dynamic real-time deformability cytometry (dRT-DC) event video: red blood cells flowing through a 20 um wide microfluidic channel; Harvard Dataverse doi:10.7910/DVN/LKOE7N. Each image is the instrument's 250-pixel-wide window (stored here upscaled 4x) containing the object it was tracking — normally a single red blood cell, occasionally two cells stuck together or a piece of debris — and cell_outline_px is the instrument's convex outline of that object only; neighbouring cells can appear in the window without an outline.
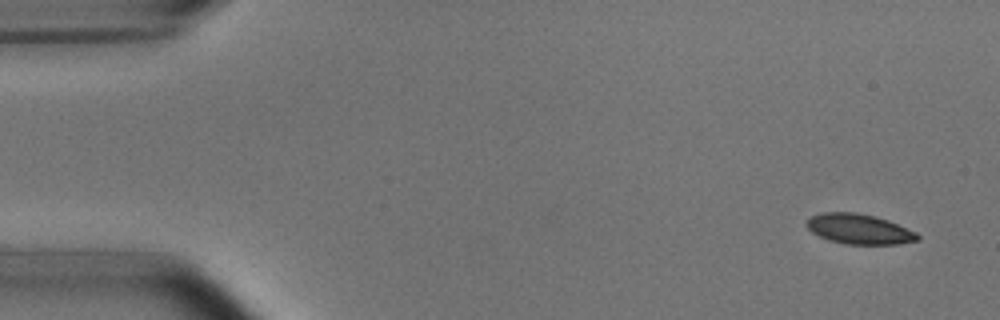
{"species": "common noctule bat (a hibernating species)", "species_latin": "Nyctalus noctula", "temperature_condition": "room temperature", "stored_images_in_passage": 52, "camera_frame_rate_fps": 3000, "um_per_image_px": 0.085, "animal": {"sex": "male", "body_mass_g": 15.6}, "frame": {"image": 1, "passage_image": 1, "time_ms": 0.0, "image_size_px": [1000, 320], "cell_outline_px": [[920, 240], [900, 244], [844, 244], [828, 240], [812, 232], [804, 224], [812, 216], [824, 212], [856, 212], [876, 216], [888, 220], [916, 232], [920, 236]], "centroid_in_image_um": [73.04, 19.47], "position_along_channel_um": 12.0, "area_um2": 19.54}}
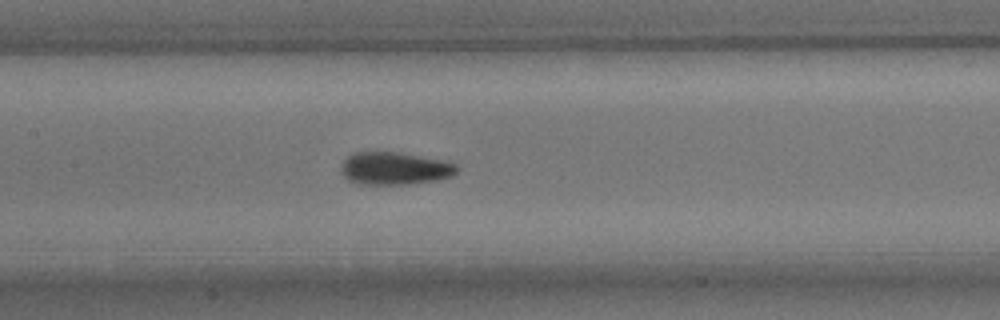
{"frame": {"image": 2, "passage_image": 23, "time_ms": 7.333, "image_size_px": [1000, 320], "cell_outline_px": [[460, 168], [452, 176], [436, 180], [408, 184], [360, 184], [348, 180], [340, 172], [340, 168], [344, 160], [352, 152], [400, 152], [448, 160], [456, 164]], "centroid_in_image_um": [33.57, 14.3], "position_along_channel_um": 173.8, "area_um2": 22.37}}
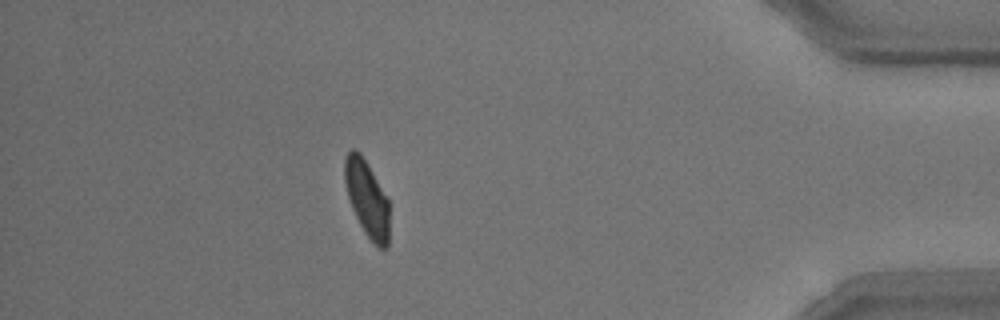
{"frame": {"image": 3, "passage_image": 45, "time_ms": 14.667, "image_size_px": [1000, 320], "cell_outline_px": [[388, 244], [384, 248], [380, 248], [364, 232], [352, 208], [348, 196], [344, 180], [344, 156], [352, 148], [356, 148], [360, 152], [368, 164], [388, 200]], "centroid_in_image_um": [31.16, 16.8], "position_along_channel_um": 404.0, "area_um2": 19.54}, "authors_computed_cell_mechanics": {"area_um2": 20.8658, "velocity_mm_per_s": 3.7779, "shape_relaxation_time_tau1_ms": 4.1657, "shape_relaxation_time_tau2_ms": 1.9913, "deformation_change_tau1": 0.136, "deformation_change_tau2": 0.0727}}